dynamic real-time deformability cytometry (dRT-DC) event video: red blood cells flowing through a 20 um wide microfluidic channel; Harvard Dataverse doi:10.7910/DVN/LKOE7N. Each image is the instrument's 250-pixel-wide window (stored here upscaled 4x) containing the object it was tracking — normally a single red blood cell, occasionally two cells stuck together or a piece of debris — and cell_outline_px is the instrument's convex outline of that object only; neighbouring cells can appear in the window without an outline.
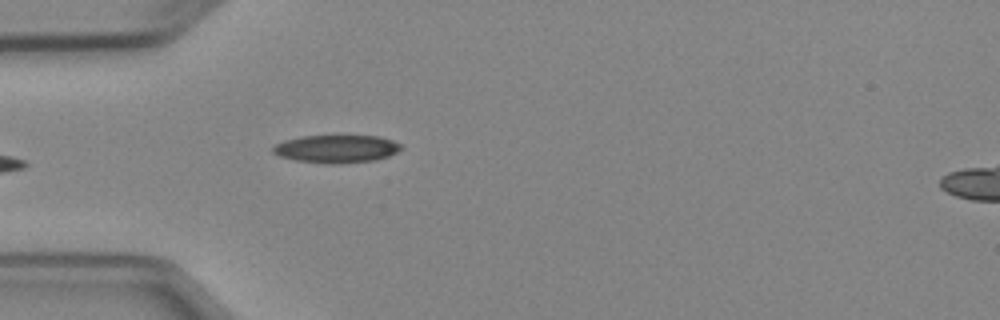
{"species": "Egyptian fruit bat (a non-hibernating species)", "species_latin": "Rousettus aegyptiacus", "temperature_condition": "cold", "stored_images_in_passage": 5, "camera_frame_rate_fps": 3000, "um_per_image_px": 0.085, "animal": {"sex": "female"}, "frame": {"image": 1, "passage_image": 5, "time_ms": 4.667, "image_size_px": [1000, 320], "cell_outline_px": [[404, 148], [388, 156], [376, 160], [340, 164], [324, 164], [296, 160], [280, 156], [272, 152], [272, 148], [276, 144], [284, 140], [304, 136], [380, 136], [392, 140], [400, 144]], "centroid_in_image_um": [28.61, 12.66], "position_along_channel_um": 56.4, "area_um2": 20.87}}